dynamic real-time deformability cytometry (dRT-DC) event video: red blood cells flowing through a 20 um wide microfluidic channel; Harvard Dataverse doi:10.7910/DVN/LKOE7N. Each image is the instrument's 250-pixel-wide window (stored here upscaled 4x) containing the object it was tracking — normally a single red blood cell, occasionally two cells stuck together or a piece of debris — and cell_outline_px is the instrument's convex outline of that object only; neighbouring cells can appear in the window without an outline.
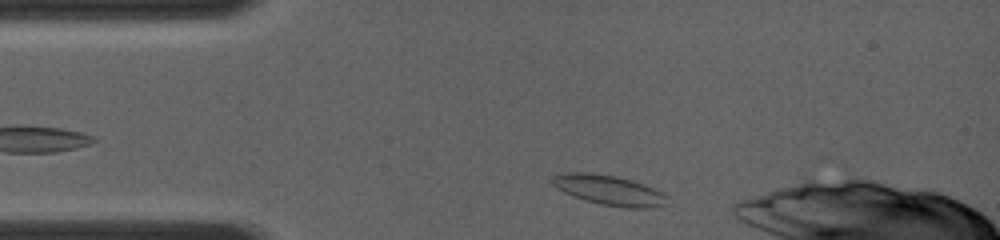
{"species": "common noctule bat (a hibernating species)", "species_latin": "Nyctalus noctula", "temperature_condition": "room temperature", "stored_images_in_passage": 26, "camera_frame_rate_fps": 4000, "um_per_image_px": 0.085, "animal": {"sex": "female", "body_mass_g": 19.0, "forearm_length_mm": 56.7}, "frame": {"image": 1, "passage_image": 2, "time_ms": 0.25, "image_size_px": [1000, 240], "cell_outline_px": [[668, 196], [664, 204], [652, 208], [628, 208], [600, 204], [584, 200], [572, 196], [564, 192], [552, 184], [548, 180], [552, 176], [560, 172], [592, 172], [616, 176], [632, 180], [644, 184]], "centroid_in_image_um": [51.69, 16.14], "position_along_channel_um": 33.3, "area_um2": 20.23}}
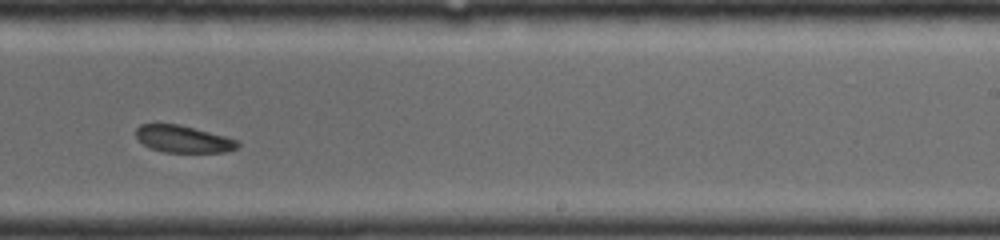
{"frame": {"image": 2, "passage_image": 15, "time_ms": 6.5, "image_size_px": [1000, 240], "cell_outline_px": [[240, 144], [236, 148], [224, 152], [164, 152], [152, 148], [144, 144], [136, 136], [136, 128], [140, 124], [180, 124], [224, 136], [236, 140]], "centroid_in_image_um": [15.56, 11.81], "position_along_channel_um": 273.4, "area_um2": 15.78}}
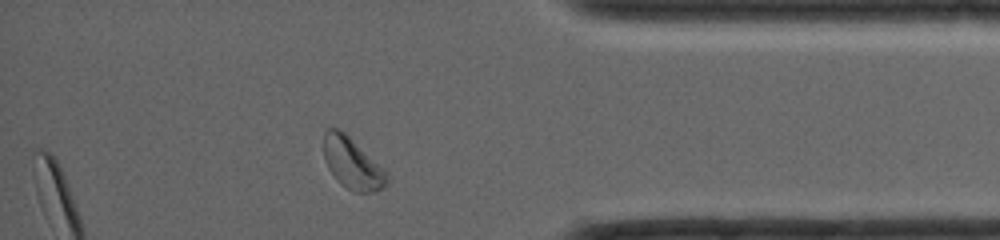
{"frame": {"image": 3, "passage_image": 24, "time_ms": 9.75, "image_size_px": [1000, 240], "cell_outline_px": [[388, 184], [372, 192], [352, 192], [340, 184], [336, 180], [328, 168], [324, 156], [324, 132], [328, 128], [336, 128], [344, 132], [388, 176]], "centroid_in_image_um": [29.88, 13.91], "position_along_channel_um": 405.3, "area_um2": 18.15}}